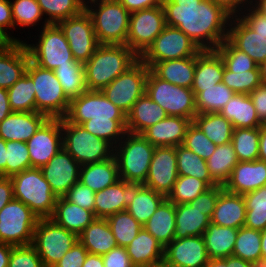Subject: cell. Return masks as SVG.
<instances>
[{"label": "cell", "mask_w": 266, "mask_h": 267, "mask_svg": "<svg viewBox=\"0 0 266 267\" xmlns=\"http://www.w3.org/2000/svg\"><path fill=\"white\" fill-rule=\"evenodd\" d=\"M166 25L179 28L201 50H215L228 36L231 16L212 0H163Z\"/></svg>", "instance_id": "cell-1"}, {"label": "cell", "mask_w": 266, "mask_h": 267, "mask_svg": "<svg viewBox=\"0 0 266 267\" xmlns=\"http://www.w3.org/2000/svg\"><path fill=\"white\" fill-rule=\"evenodd\" d=\"M115 147L126 134L127 114L99 90H86L69 102L64 117Z\"/></svg>", "instance_id": "cell-2"}, {"label": "cell", "mask_w": 266, "mask_h": 267, "mask_svg": "<svg viewBox=\"0 0 266 267\" xmlns=\"http://www.w3.org/2000/svg\"><path fill=\"white\" fill-rule=\"evenodd\" d=\"M139 59L127 45L100 44L84 64L87 90L101 91Z\"/></svg>", "instance_id": "cell-3"}, {"label": "cell", "mask_w": 266, "mask_h": 267, "mask_svg": "<svg viewBox=\"0 0 266 267\" xmlns=\"http://www.w3.org/2000/svg\"><path fill=\"white\" fill-rule=\"evenodd\" d=\"M101 45H126L130 12L119 0H92L85 4Z\"/></svg>", "instance_id": "cell-4"}, {"label": "cell", "mask_w": 266, "mask_h": 267, "mask_svg": "<svg viewBox=\"0 0 266 267\" xmlns=\"http://www.w3.org/2000/svg\"><path fill=\"white\" fill-rule=\"evenodd\" d=\"M14 198L22 201L39 218H51L57 196L44 178L41 168H28L10 177Z\"/></svg>", "instance_id": "cell-5"}, {"label": "cell", "mask_w": 266, "mask_h": 267, "mask_svg": "<svg viewBox=\"0 0 266 267\" xmlns=\"http://www.w3.org/2000/svg\"><path fill=\"white\" fill-rule=\"evenodd\" d=\"M155 146L142 134L126 132L114 147L119 177L126 182L145 183Z\"/></svg>", "instance_id": "cell-6"}, {"label": "cell", "mask_w": 266, "mask_h": 267, "mask_svg": "<svg viewBox=\"0 0 266 267\" xmlns=\"http://www.w3.org/2000/svg\"><path fill=\"white\" fill-rule=\"evenodd\" d=\"M41 30V32H40ZM39 35H34L35 39L28 44L24 43L30 55V60L39 67L54 70L59 66H72L76 60L73 57L68 41L63 31L57 24H49L39 28Z\"/></svg>", "instance_id": "cell-7"}, {"label": "cell", "mask_w": 266, "mask_h": 267, "mask_svg": "<svg viewBox=\"0 0 266 267\" xmlns=\"http://www.w3.org/2000/svg\"><path fill=\"white\" fill-rule=\"evenodd\" d=\"M63 148L81 166L105 161L114 156V147L107 141L91 134L79 124L61 118Z\"/></svg>", "instance_id": "cell-8"}, {"label": "cell", "mask_w": 266, "mask_h": 267, "mask_svg": "<svg viewBox=\"0 0 266 267\" xmlns=\"http://www.w3.org/2000/svg\"><path fill=\"white\" fill-rule=\"evenodd\" d=\"M26 73L34 83L36 112L48 118H64L70 99L63 91L56 74L52 70L39 67L31 60L27 65Z\"/></svg>", "instance_id": "cell-9"}, {"label": "cell", "mask_w": 266, "mask_h": 267, "mask_svg": "<svg viewBox=\"0 0 266 267\" xmlns=\"http://www.w3.org/2000/svg\"><path fill=\"white\" fill-rule=\"evenodd\" d=\"M145 93L160 105L167 115L181 116L193 121L197 114L196 99L192 89L162 80L150 69Z\"/></svg>", "instance_id": "cell-10"}, {"label": "cell", "mask_w": 266, "mask_h": 267, "mask_svg": "<svg viewBox=\"0 0 266 267\" xmlns=\"http://www.w3.org/2000/svg\"><path fill=\"white\" fill-rule=\"evenodd\" d=\"M78 241V235L61 227L51 218L38 220L32 246L45 267H53Z\"/></svg>", "instance_id": "cell-11"}, {"label": "cell", "mask_w": 266, "mask_h": 267, "mask_svg": "<svg viewBox=\"0 0 266 267\" xmlns=\"http://www.w3.org/2000/svg\"><path fill=\"white\" fill-rule=\"evenodd\" d=\"M38 220L28 206L13 198L0 210V242L14 247L32 245Z\"/></svg>", "instance_id": "cell-12"}, {"label": "cell", "mask_w": 266, "mask_h": 267, "mask_svg": "<svg viewBox=\"0 0 266 267\" xmlns=\"http://www.w3.org/2000/svg\"><path fill=\"white\" fill-rule=\"evenodd\" d=\"M200 51L196 43L183 31L166 25L140 59L151 68L157 62L195 56Z\"/></svg>", "instance_id": "cell-13"}, {"label": "cell", "mask_w": 266, "mask_h": 267, "mask_svg": "<svg viewBox=\"0 0 266 267\" xmlns=\"http://www.w3.org/2000/svg\"><path fill=\"white\" fill-rule=\"evenodd\" d=\"M149 67L139 59L127 71L116 77L101 92L115 106L128 114L133 104L145 93Z\"/></svg>", "instance_id": "cell-14"}, {"label": "cell", "mask_w": 266, "mask_h": 267, "mask_svg": "<svg viewBox=\"0 0 266 267\" xmlns=\"http://www.w3.org/2000/svg\"><path fill=\"white\" fill-rule=\"evenodd\" d=\"M165 27L162 5L130 13L126 45L140 57Z\"/></svg>", "instance_id": "cell-15"}, {"label": "cell", "mask_w": 266, "mask_h": 267, "mask_svg": "<svg viewBox=\"0 0 266 267\" xmlns=\"http://www.w3.org/2000/svg\"><path fill=\"white\" fill-rule=\"evenodd\" d=\"M57 25L67 39L74 59L85 64L100 45L90 14L84 9L80 14L60 21Z\"/></svg>", "instance_id": "cell-16"}, {"label": "cell", "mask_w": 266, "mask_h": 267, "mask_svg": "<svg viewBox=\"0 0 266 267\" xmlns=\"http://www.w3.org/2000/svg\"><path fill=\"white\" fill-rule=\"evenodd\" d=\"M31 168H42L63 148L61 119L48 118L26 142Z\"/></svg>", "instance_id": "cell-17"}, {"label": "cell", "mask_w": 266, "mask_h": 267, "mask_svg": "<svg viewBox=\"0 0 266 267\" xmlns=\"http://www.w3.org/2000/svg\"><path fill=\"white\" fill-rule=\"evenodd\" d=\"M178 176L176 147H155L144 185L167 197Z\"/></svg>", "instance_id": "cell-18"}, {"label": "cell", "mask_w": 266, "mask_h": 267, "mask_svg": "<svg viewBox=\"0 0 266 267\" xmlns=\"http://www.w3.org/2000/svg\"><path fill=\"white\" fill-rule=\"evenodd\" d=\"M81 165L62 148L41 168L44 178L57 197H63L79 181Z\"/></svg>", "instance_id": "cell-19"}, {"label": "cell", "mask_w": 266, "mask_h": 267, "mask_svg": "<svg viewBox=\"0 0 266 267\" xmlns=\"http://www.w3.org/2000/svg\"><path fill=\"white\" fill-rule=\"evenodd\" d=\"M143 185L120 179L115 184L96 192L95 217L107 218L115 213L125 211Z\"/></svg>", "instance_id": "cell-20"}, {"label": "cell", "mask_w": 266, "mask_h": 267, "mask_svg": "<svg viewBox=\"0 0 266 267\" xmlns=\"http://www.w3.org/2000/svg\"><path fill=\"white\" fill-rule=\"evenodd\" d=\"M163 258L176 267H205L210 260L203 236L173 239L164 248Z\"/></svg>", "instance_id": "cell-21"}, {"label": "cell", "mask_w": 266, "mask_h": 267, "mask_svg": "<svg viewBox=\"0 0 266 267\" xmlns=\"http://www.w3.org/2000/svg\"><path fill=\"white\" fill-rule=\"evenodd\" d=\"M227 40L258 66L266 61V35L251 30L238 16L230 19Z\"/></svg>", "instance_id": "cell-22"}, {"label": "cell", "mask_w": 266, "mask_h": 267, "mask_svg": "<svg viewBox=\"0 0 266 267\" xmlns=\"http://www.w3.org/2000/svg\"><path fill=\"white\" fill-rule=\"evenodd\" d=\"M266 185V162L239 161L223 188L231 193L245 194Z\"/></svg>", "instance_id": "cell-23"}, {"label": "cell", "mask_w": 266, "mask_h": 267, "mask_svg": "<svg viewBox=\"0 0 266 267\" xmlns=\"http://www.w3.org/2000/svg\"><path fill=\"white\" fill-rule=\"evenodd\" d=\"M191 119L168 115L165 119L148 127L141 134L155 147L183 145Z\"/></svg>", "instance_id": "cell-24"}, {"label": "cell", "mask_w": 266, "mask_h": 267, "mask_svg": "<svg viewBox=\"0 0 266 267\" xmlns=\"http://www.w3.org/2000/svg\"><path fill=\"white\" fill-rule=\"evenodd\" d=\"M30 60L24 42L14 41L0 48V88L9 89L25 73Z\"/></svg>", "instance_id": "cell-25"}, {"label": "cell", "mask_w": 266, "mask_h": 267, "mask_svg": "<svg viewBox=\"0 0 266 267\" xmlns=\"http://www.w3.org/2000/svg\"><path fill=\"white\" fill-rule=\"evenodd\" d=\"M48 117L39 112H12L0 123L4 141L27 142Z\"/></svg>", "instance_id": "cell-26"}, {"label": "cell", "mask_w": 266, "mask_h": 267, "mask_svg": "<svg viewBox=\"0 0 266 267\" xmlns=\"http://www.w3.org/2000/svg\"><path fill=\"white\" fill-rule=\"evenodd\" d=\"M245 216L246 206L243 195L223 189L217 198L211 223L239 229L244 226Z\"/></svg>", "instance_id": "cell-27"}, {"label": "cell", "mask_w": 266, "mask_h": 267, "mask_svg": "<svg viewBox=\"0 0 266 267\" xmlns=\"http://www.w3.org/2000/svg\"><path fill=\"white\" fill-rule=\"evenodd\" d=\"M165 110L144 93L127 114L126 131L141 134L148 127L165 119Z\"/></svg>", "instance_id": "cell-28"}, {"label": "cell", "mask_w": 266, "mask_h": 267, "mask_svg": "<svg viewBox=\"0 0 266 267\" xmlns=\"http://www.w3.org/2000/svg\"><path fill=\"white\" fill-rule=\"evenodd\" d=\"M118 180L120 177L115 156L80 167L79 181L95 193L115 184Z\"/></svg>", "instance_id": "cell-29"}, {"label": "cell", "mask_w": 266, "mask_h": 267, "mask_svg": "<svg viewBox=\"0 0 266 267\" xmlns=\"http://www.w3.org/2000/svg\"><path fill=\"white\" fill-rule=\"evenodd\" d=\"M196 68V55L155 63L150 70L160 79L191 89Z\"/></svg>", "instance_id": "cell-30"}, {"label": "cell", "mask_w": 266, "mask_h": 267, "mask_svg": "<svg viewBox=\"0 0 266 267\" xmlns=\"http://www.w3.org/2000/svg\"><path fill=\"white\" fill-rule=\"evenodd\" d=\"M51 219L79 236L96 217L94 212L81 208L67 201L64 197H58Z\"/></svg>", "instance_id": "cell-31"}, {"label": "cell", "mask_w": 266, "mask_h": 267, "mask_svg": "<svg viewBox=\"0 0 266 267\" xmlns=\"http://www.w3.org/2000/svg\"><path fill=\"white\" fill-rule=\"evenodd\" d=\"M224 62L215 50H201L196 55V68L191 88H210L222 82Z\"/></svg>", "instance_id": "cell-32"}, {"label": "cell", "mask_w": 266, "mask_h": 267, "mask_svg": "<svg viewBox=\"0 0 266 267\" xmlns=\"http://www.w3.org/2000/svg\"><path fill=\"white\" fill-rule=\"evenodd\" d=\"M211 219L206 211L190 206L188 203L175 205V236L181 239L190 236H203Z\"/></svg>", "instance_id": "cell-33"}, {"label": "cell", "mask_w": 266, "mask_h": 267, "mask_svg": "<svg viewBox=\"0 0 266 267\" xmlns=\"http://www.w3.org/2000/svg\"><path fill=\"white\" fill-rule=\"evenodd\" d=\"M78 241L88 253L97 255H104L118 246L106 218H96L78 236Z\"/></svg>", "instance_id": "cell-34"}, {"label": "cell", "mask_w": 266, "mask_h": 267, "mask_svg": "<svg viewBox=\"0 0 266 267\" xmlns=\"http://www.w3.org/2000/svg\"><path fill=\"white\" fill-rule=\"evenodd\" d=\"M219 113L232 123L234 129L262 126L248 94L235 93Z\"/></svg>", "instance_id": "cell-35"}, {"label": "cell", "mask_w": 266, "mask_h": 267, "mask_svg": "<svg viewBox=\"0 0 266 267\" xmlns=\"http://www.w3.org/2000/svg\"><path fill=\"white\" fill-rule=\"evenodd\" d=\"M175 204L165 198L154 214L143 225L165 248L175 236Z\"/></svg>", "instance_id": "cell-36"}, {"label": "cell", "mask_w": 266, "mask_h": 267, "mask_svg": "<svg viewBox=\"0 0 266 267\" xmlns=\"http://www.w3.org/2000/svg\"><path fill=\"white\" fill-rule=\"evenodd\" d=\"M126 250L135 267H141L164 257V247L143 227Z\"/></svg>", "instance_id": "cell-37"}, {"label": "cell", "mask_w": 266, "mask_h": 267, "mask_svg": "<svg viewBox=\"0 0 266 267\" xmlns=\"http://www.w3.org/2000/svg\"><path fill=\"white\" fill-rule=\"evenodd\" d=\"M238 229L210 223L205 230L207 254L210 259H225L232 256Z\"/></svg>", "instance_id": "cell-38"}, {"label": "cell", "mask_w": 266, "mask_h": 267, "mask_svg": "<svg viewBox=\"0 0 266 267\" xmlns=\"http://www.w3.org/2000/svg\"><path fill=\"white\" fill-rule=\"evenodd\" d=\"M238 159L231 142L217 145L214 153L206 160L207 168L212 180L224 186L230 177Z\"/></svg>", "instance_id": "cell-39"}, {"label": "cell", "mask_w": 266, "mask_h": 267, "mask_svg": "<svg viewBox=\"0 0 266 267\" xmlns=\"http://www.w3.org/2000/svg\"><path fill=\"white\" fill-rule=\"evenodd\" d=\"M193 122L215 145L231 142L234 127L220 113H197Z\"/></svg>", "instance_id": "cell-40"}, {"label": "cell", "mask_w": 266, "mask_h": 267, "mask_svg": "<svg viewBox=\"0 0 266 267\" xmlns=\"http://www.w3.org/2000/svg\"><path fill=\"white\" fill-rule=\"evenodd\" d=\"M195 94L197 113H219L235 94L223 82L210 88H191Z\"/></svg>", "instance_id": "cell-41"}, {"label": "cell", "mask_w": 266, "mask_h": 267, "mask_svg": "<svg viewBox=\"0 0 266 267\" xmlns=\"http://www.w3.org/2000/svg\"><path fill=\"white\" fill-rule=\"evenodd\" d=\"M176 155L178 175L195 177L210 187L217 186L209 174L206 160L183 145L176 146Z\"/></svg>", "instance_id": "cell-42"}, {"label": "cell", "mask_w": 266, "mask_h": 267, "mask_svg": "<svg viewBox=\"0 0 266 267\" xmlns=\"http://www.w3.org/2000/svg\"><path fill=\"white\" fill-rule=\"evenodd\" d=\"M246 206L244 227L263 231L266 229V185L243 194Z\"/></svg>", "instance_id": "cell-43"}, {"label": "cell", "mask_w": 266, "mask_h": 267, "mask_svg": "<svg viewBox=\"0 0 266 267\" xmlns=\"http://www.w3.org/2000/svg\"><path fill=\"white\" fill-rule=\"evenodd\" d=\"M7 91L10 108L13 112H36L34 83L27 73Z\"/></svg>", "instance_id": "cell-44"}, {"label": "cell", "mask_w": 266, "mask_h": 267, "mask_svg": "<svg viewBox=\"0 0 266 267\" xmlns=\"http://www.w3.org/2000/svg\"><path fill=\"white\" fill-rule=\"evenodd\" d=\"M232 256L252 262L260 263L263 259L261 250V231L240 227L238 229Z\"/></svg>", "instance_id": "cell-45"}, {"label": "cell", "mask_w": 266, "mask_h": 267, "mask_svg": "<svg viewBox=\"0 0 266 267\" xmlns=\"http://www.w3.org/2000/svg\"><path fill=\"white\" fill-rule=\"evenodd\" d=\"M165 198L163 194L143 185L126 210L143 226Z\"/></svg>", "instance_id": "cell-46"}, {"label": "cell", "mask_w": 266, "mask_h": 267, "mask_svg": "<svg viewBox=\"0 0 266 267\" xmlns=\"http://www.w3.org/2000/svg\"><path fill=\"white\" fill-rule=\"evenodd\" d=\"M53 72L70 100L87 90L83 63L76 61L72 66H59Z\"/></svg>", "instance_id": "cell-47"}, {"label": "cell", "mask_w": 266, "mask_h": 267, "mask_svg": "<svg viewBox=\"0 0 266 267\" xmlns=\"http://www.w3.org/2000/svg\"><path fill=\"white\" fill-rule=\"evenodd\" d=\"M10 4L15 30L18 27L19 29L20 27H28L30 29V27L39 26L41 25L40 21H44L41 28L49 25L46 19L43 18L44 16L37 0H10Z\"/></svg>", "instance_id": "cell-48"}, {"label": "cell", "mask_w": 266, "mask_h": 267, "mask_svg": "<svg viewBox=\"0 0 266 267\" xmlns=\"http://www.w3.org/2000/svg\"><path fill=\"white\" fill-rule=\"evenodd\" d=\"M37 2L48 24H58L60 21L80 14L85 9V3L82 0H37Z\"/></svg>", "instance_id": "cell-49"}, {"label": "cell", "mask_w": 266, "mask_h": 267, "mask_svg": "<svg viewBox=\"0 0 266 267\" xmlns=\"http://www.w3.org/2000/svg\"><path fill=\"white\" fill-rule=\"evenodd\" d=\"M238 161H255L259 155V127L235 128L231 139Z\"/></svg>", "instance_id": "cell-50"}, {"label": "cell", "mask_w": 266, "mask_h": 267, "mask_svg": "<svg viewBox=\"0 0 266 267\" xmlns=\"http://www.w3.org/2000/svg\"><path fill=\"white\" fill-rule=\"evenodd\" d=\"M118 246L127 247L143 227L127 210L106 218Z\"/></svg>", "instance_id": "cell-51"}, {"label": "cell", "mask_w": 266, "mask_h": 267, "mask_svg": "<svg viewBox=\"0 0 266 267\" xmlns=\"http://www.w3.org/2000/svg\"><path fill=\"white\" fill-rule=\"evenodd\" d=\"M209 188L210 186L203 180L179 175L166 198L175 205L186 204L193 201Z\"/></svg>", "instance_id": "cell-52"}, {"label": "cell", "mask_w": 266, "mask_h": 267, "mask_svg": "<svg viewBox=\"0 0 266 267\" xmlns=\"http://www.w3.org/2000/svg\"><path fill=\"white\" fill-rule=\"evenodd\" d=\"M215 51L222 58L225 67L232 72L259 70L258 65L246 53L236 49L227 39Z\"/></svg>", "instance_id": "cell-53"}, {"label": "cell", "mask_w": 266, "mask_h": 267, "mask_svg": "<svg viewBox=\"0 0 266 267\" xmlns=\"http://www.w3.org/2000/svg\"><path fill=\"white\" fill-rule=\"evenodd\" d=\"M222 82L235 93L250 94L260 85V70L232 72L224 67Z\"/></svg>", "instance_id": "cell-54"}, {"label": "cell", "mask_w": 266, "mask_h": 267, "mask_svg": "<svg viewBox=\"0 0 266 267\" xmlns=\"http://www.w3.org/2000/svg\"><path fill=\"white\" fill-rule=\"evenodd\" d=\"M31 168L26 142L6 141V177H11Z\"/></svg>", "instance_id": "cell-55"}, {"label": "cell", "mask_w": 266, "mask_h": 267, "mask_svg": "<svg viewBox=\"0 0 266 267\" xmlns=\"http://www.w3.org/2000/svg\"><path fill=\"white\" fill-rule=\"evenodd\" d=\"M183 146L204 160H207L217 147L193 121L187 129Z\"/></svg>", "instance_id": "cell-56"}, {"label": "cell", "mask_w": 266, "mask_h": 267, "mask_svg": "<svg viewBox=\"0 0 266 267\" xmlns=\"http://www.w3.org/2000/svg\"><path fill=\"white\" fill-rule=\"evenodd\" d=\"M8 267H45L32 245L15 246L11 249Z\"/></svg>", "instance_id": "cell-57"}, {"label": "cell", "mask_w": 266, "mask_h": 267, "mask_svg": "<svg viewBox=\"0 0 266 267\" xmlns=\"http://www.w3.org/2000/svg\"><path fill=\"white\" fill-rule=\"evenodd\" d=\"M63 197L81 208L94 212L95 192L80 181L76 182Z\"/></svg>", "instance_id": "cell-58"}, {"label": "cell", "mask_w": 266, "mask_h": 267, "mask_svg": "<svg viewBox=\"0 0 266 267\" xmlns=\"http://www.w3.org/2000/svg\"><path fill=\"white\" fill-rule=\"evenodd\" d=\"M223 189L224 188L221 185L210 187L188 204L192 207L198 208L199 210L206 211V215L211 219L216 207L217 198Z\"/></svg>", "instance_id": "cell-59"}, {"label": "cell", "mask_w": 266, "mask_h": 267, "mask_svg": "<svg viewBox=\"0 0 266 267\" xmlns=\"http://www.w3.org/2000/svg\"><path fill=\"white\" fill-rule=\"evenodd\" d=\"M238 17L257 34L266 35V16L252 4L245 7Z\"/></svg>", "instance_id": "cell-60"}, {"label": "cell", "mask_w": 266, "mask_h": 267, "mask_svg": "<svg viewBox=\"0 0 266 267\" xmlns=\"http://www.w3.org/2000/svg\"><path fill=\"white\" fill-rule=\"evenodd\" d=\"M87 254L86 248L77 241L53 267H82Z\"/></svg>", "instance_id": "cell-61"}, {"label": "cell", "mask_w": 266, "mask_h": 267, "mask_svg": "<svg viewBox=\"0 0 266 267\" xmlns=\"http://www.w3.org/2000/svg\"><path fill=\"white\" fill-rule=\"evenodd\" d=\"M104 267H135L130 260L126 247L117 246L102 255Z\"/></svg>", "instance_id": "cell-62"}, {"label": "cell", "mask_w": 266, "mask_h": 267, "mask_svg": "<svg viewBox=\"0 0 266 267\" xmlns=\"http://www.w3.org/2000/svg\"><path fill=\"white\" fill-rule=\"evenodd\" d=\"M258 119L262 125H266V84L261 83L249 94Z\"/></svg>", "instance_id": "cell-63"}, {"label": "cell", "mask_w": 266, "mask_h": 267, "mask_svg": "<svg viewBox=\"0 0 266 267\" xmlns=\"http://www.w3.org/2000/svg\"><path fill=\"white\" fill-rule=\"evenodd\" d=\"M0 27L14 41L24 42V40L20 39L19 37L17 38L12 36L11 32H9L10 30L14 29L10 0H0Z\"/></svg>", "instance_id": "cell-64"}, {"label": "cell", "mask_w": 266, "mask_h": 267, "mask_svg": "<svg viewBox=\"0 0 266 267\" xmlns=\"http://www.w3.org/2000/svg\"><path fill=\"white\" fill-rule=\"evenodd\" d=\"M220 6L231 17H236L241 14L243 9L251 4V0H212Z\"/></svg>", "instance_id": "cell-65"}, {"label": "cell", "mask_w": 266, "mask_h": 267, "mask_svg": "<svg viewBox=\"0 0 266 267\" xmlns=\"http://www.w3.org/2000/svg\"><path fill=\"white\" fill-rule=\"evenodd\" d=\"M120 3L130 12L160 6L163 0H119Z\"/></svg>", "instance_id": "cell-66"}, {"label": "cell", "mask_w": 266, "mask_h": 267, "mask_svg": "<svg viewBox=\"0 0 266 267\" xmlns=\"http://www.w3.org/2000/svg\"><path fill=\"white\" fill-rule=\"evenodd\" d=\"M14 198L13 183L10 177L0 176V210Z\"/></svg>", "instance_id": "cell-67"}, {"label": "cell", "mask_w": 266, "mask_h": 267, "mask_svg": "<svg viewBox=\"0 0 266 267\" xmlns=\"http://www.w3.org/2000/svg\"><path fill=\"white\" fill-rule=\"evenodd\" d=\"M13 111L10 108L8 91L0 88V123Z\"/></svg>", "instance_id": "cell-68"}, {"label": "cell", "mask_w": 266, "mask_h": 267, "mask_svg": "<svg viewBox=\"0 0 266 267\" xmlns=\"http://www.w3.org/2000/svg\"><path fill=\"white\" fill-rule=\"evenodd\" d=\"M258 160L266 162V125L259 127V155Z\"/></svg>", "instance_id": "cell-69"}, {"label": "cell", "mask_w": 266, "mask_h": 267, "mask_svg": "<svg viewBox=\"0 0 266 267\" xmlns=\"http://www.w3.org/2000/svg\"><path fill=\"white\" fill-rule=\"evenodd\" d=\"M14 246L0 242V267H8L11 249Z\"/></svg>", "instance_id": "cell-70"}, {"label": "cell", "mask_w": 266, "mask_h": 267, "mask_svg": "<svg viewBox=\"0 0 266 267\" xmlns=\"http://www.w3.org/2000/svg\"><path fill=\"white\" fill-rule=\"evenodd\" d=\"M82 267H104L102 255L88 253Z\"/></svg>", "instance_id": "cell-71"}, {"label": "cell", "mask_w": 266, "mask_h": 267, "mask_svg": "<svg viewBox=\"0 0 266 267\" xmlns=\"http://www.w3.org/2000/svg\"><path fill=\"white\" fill-rule=\"evenodd\" d=\"M0 176L6 177V141L0 137Z\"/></svg>", "instance_id": "cell-72"}, {"label": "cell", "mask_w": 266, "mask_h": 267, "mask_svg": "<svg viewBox=\"0 0 266 267\" xmlns=\"http://www.w3.org/2000/svg\"><path fill=\"white\" fill-rule=\"evenodd\" d=\"M230 267H255V264L235 256L225 258Z\"/></svg>", "instance_id": "cell-73"}, {"label": "cell", "mask_w": 266, "mask_h": 267, "mask_svg": "<svg viewBox=\"0 0 266 267\" xmlns=\"http://www.w3.org/2000/svg\"><path fill=\"white\" fill-rule=\"evenodd\" d=\"M14 40L0 27V48L12 44Z\"/></svg>", "instance_id": "cell-74"}, {"label": "cell", "mask_w": 266, "mask_h": 267, "mask_svg": "<svg viewBox=\"0 0 266 267\" xmlns=\"http://www.w3.org/2000/svg\"><path fill=\"white\" fill-rule=\"evenodd\" d=\"M251 4L266 16V0H251Z\"/></svg>", "instance_id": "cell-75"}, {"label": "cell", "mask_w": 266, "mask_h": 267, "mask_svg": "<svg viewBox=\"0 0 266 267\" xmlns=\"http://www.w3.org/2000/svg\"><path fill=\"white\" fill-rule=\"evenodd\" d=\"M205 267H230L225 259H210Z\"/></svg>", "instance_id": "cell-76"}, {"label": "cell", "mask_w": 266, "mask_h": 267, "mask_svg": "<svg viewBox=\"0 0 266 267\" xmlns=\"http://www.w3.org/2000/svg\"><path fill=\"white\" fill-rule=\"evenodd\" d=\"M141 267H167V261L164 258H162L158 261L151 262V263L143 265Z\"/></svg>", "instance_id": "cell-77"}, {"label": "cell", "mask_w": 266, "mask_h": 267, "mask_svg": "<svg viewBox=\"0 0 266 267\" xmlns=\"http://www.w3.org/2000/svg\"><path fill=\"white\" fill-rule=\"evenodd\" d=\"M261 250L263 258H266V229L261 231Z\"/></svg>", "instance_id": "cell-78"}, {"label": "cell", "mask_w": 266, "mask_h": 267, "mask_svg": "<svg viewBox=\"0 0 266 267\" xmlns=\"http://www.w3.org/2000/svg\"><path fill=\"white\" fill-rule=\"evenodd\" d=\"M261 82L266 84V61L259 66Z\"/></svg>", "instance_id": "cell-79"}, {"label": "cell", "mask_w": 266, "mask_h": 267, "mask_svg": "<svg viewBox=\"0 0 266 267\" xmlns=\"http://www.w3.org/2000/svg\"><path fill=\"white\" fill-rule=\"evenodd\" d=\"M260 263L266 267V258H263Z\"/></svg>", "instance_id": "cell-80"}]
</instances>
